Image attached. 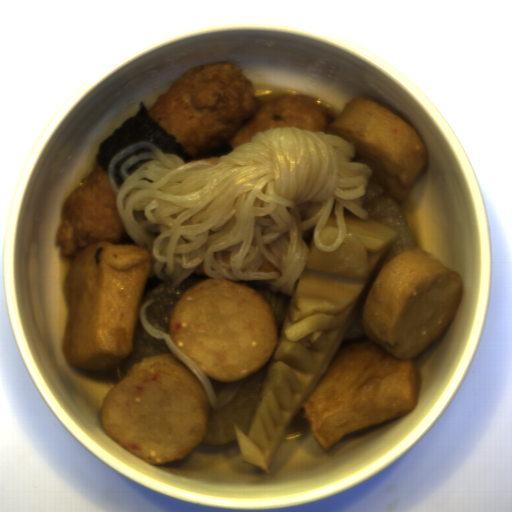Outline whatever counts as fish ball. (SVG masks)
<instances>
[{"label":"fish ball","mask_w":512,"mask_h":512,"mask_svg":"<svg viewBox=\"0 0 512 512\" xmlns=\"http://www.w3.org/2000/svg\"><path fill=\"white\" fill-rule=\"evenodd\" d=\"M463 296L458 271L420 246L376 272L303 419L323 452L347 433L417 410V357L450 327Z\"/></svg>","instance_id":"fish-ball-1"},{"label":"fish ball","mask_w":512,"mask_h":512,"mask_svg":"<svg viewBox=\"0 0 512 512\" xmlns=\"http://www.w3.org/2000/svg\"><path fill=\"white\" fill-rule=\"evenodd\" d=\"M150 269L151 254L138 245L95 241L74 256L62 283L69 367L105 375L127 359Z\"/></svg>","instance_id":"fish-ball-2"},{"label":"fish ball","mask_w":512,"mask_h":512,"mask_svg":"<svg viewBox=\"0 0 512 512\" xmlns=\"http://www.w3.org/2000/svg\"><path fill=\"white\" fill-rule=\"evenodd\" d=\"M210 415L204 386L171 352L132 363L106 393L100 424L125 450L154 467L193 452L208 433Z\"/></svg>","instance_id":"fish-ball-3"},{"label":"fish ball","mask_w":512,"mask_h":512,"mask_svg":"<svg viewBox=\"0 0 512 512\" xmlns=\"http://www.w3.org/2000/svg\"><path fill=\"white\" fill-rule=\"evenodd\" d=\"M167 334L207 377L226 383L258 372L278 346L274 312L263 295L215 278L179 297Z\"/></svg>","instance_id":"fish-ball-4"},{"label":"fish ball","mask_w":512,"mask_h":512,"mask_svg":"<svg viewBox=\"0 0 512 512\" xmlns=\"http://www.w3.org/2000/svg\"><path fill=\"white\" fill-rule=\"evenodd\" d=\"M325 134L341 137L355 146L350 162L373 170L371 178L398 203L427 171L429 151L413 125L392 109L364 97L344 104L329 121Z\"/></svg>","instance_id":"fish-ball-5"}]
</instances>
